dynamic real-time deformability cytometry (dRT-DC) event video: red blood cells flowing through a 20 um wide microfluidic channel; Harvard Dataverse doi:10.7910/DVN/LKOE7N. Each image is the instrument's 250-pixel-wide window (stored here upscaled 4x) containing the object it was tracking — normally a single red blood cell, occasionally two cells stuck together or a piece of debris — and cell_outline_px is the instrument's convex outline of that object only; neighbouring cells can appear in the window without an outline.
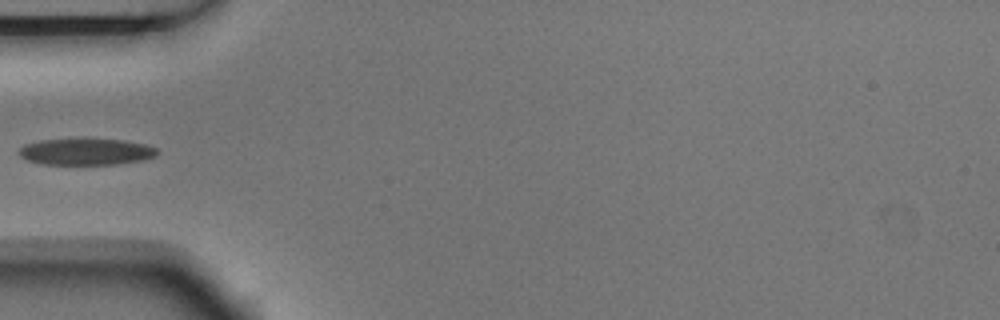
{"species": "Egyptian fruit bat (a non-hibernating species)", "species_latin": "Rousettus aegyptiacus", "temperature_condition": "room temperature", "stored_images_in_passage": 1, "camera_frame_rate_fps": 3000, "um_per_image_px": 0.085, "animal": {"sex": "male"}, "frame": {"image": 1, "passage_image": 1, "time_ms": 0.0, "image_size_px": [1000, 320], "cell_outline_px": [[156, 156], [144, 160], [116, 164], [44, 164], [28, 160], [20, 156], [20, 148], [24, 144], [40, 140], [124, 140], [144, 144], [156, 148]], "centroid_in_image_um": [7.32, 12.91], "position_along_channel_um": 77.7, "area_um2": 20.87}}